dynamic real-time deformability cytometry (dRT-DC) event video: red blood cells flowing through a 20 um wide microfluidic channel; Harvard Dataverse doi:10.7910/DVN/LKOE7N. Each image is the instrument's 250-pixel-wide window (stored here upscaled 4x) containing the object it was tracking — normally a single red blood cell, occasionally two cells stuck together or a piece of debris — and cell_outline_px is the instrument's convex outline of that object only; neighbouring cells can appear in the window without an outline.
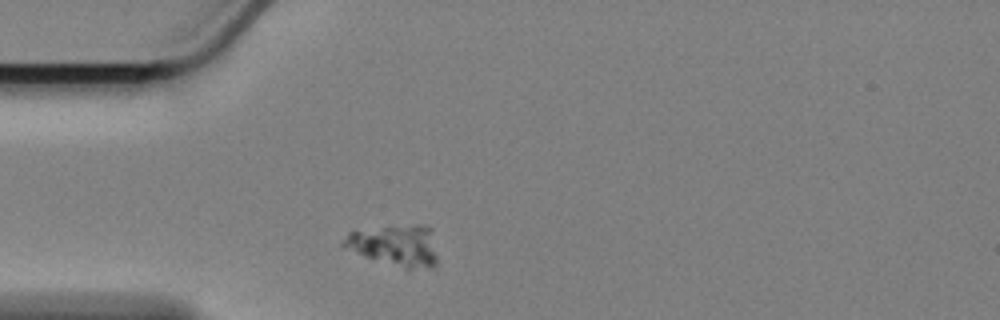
{"species": "Egyptian fruit bat (a non-hibernating species)", "species_latin": "Rousettus aegyptiacus", "temperature_condition": "cold", "stored_images_in_passage": 45, "camera_frame_rate_fps": 3000, "um_per_image_px": 0.085, "animal": {"sex": "female"}, "frame": {"image": 1, "passage_image": 1, "time_ms": 0.0, "image_size_px": [1000, 320], "cell_outline_px": [[436, 264], [408, 272], [356, 252], [340, 244], [348, 232], [412, 224], [420, 224], [432, 228], [436, 256]], "centroid_in_image_um": [33.64, 20.89], "position_along_channel_um": 51.4, "area_um2": 22.6}}
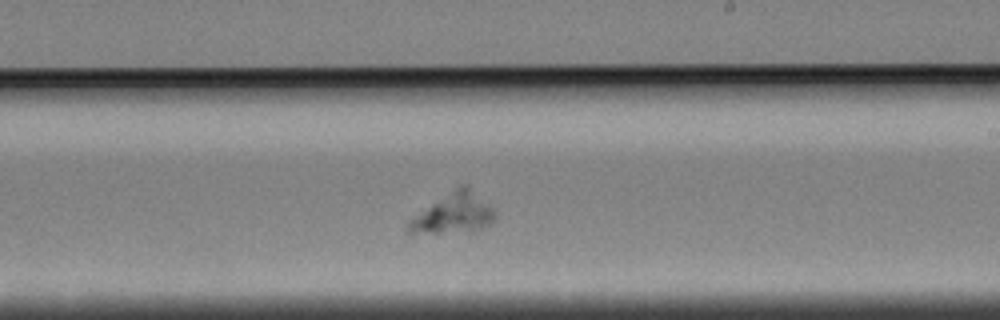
{"frame": {"image": 2, "passage_image": 20, "time_ms": 6.333, "image_size_px": [1000, 320], "cell_outline_px": [[496, 220], [492, 224], [472, 228], [412, 236], [408, 236], [408, 220], [412, 216], [460, 184], [468, 184], [492, 208], [496, 216]], "centroid_in_image_um": [38.47, 18.12], "position_along_channel_um": 250.5, "area_um2": 20.06}}
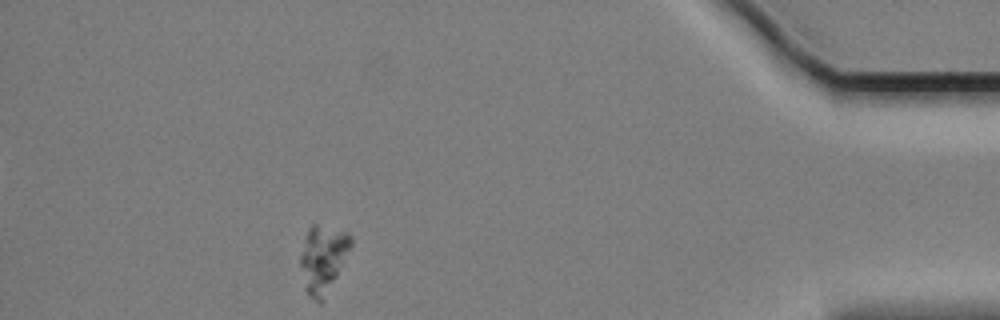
{"frame": {"image": 3, "passage_image": 39, "time_ms": 12.667, "image_size_px": [1000, 320], "cell_outline_px": [[352, 244], [336, 276], [320, 304], [308, 296], [304, 288], [300, 264], [300, 256], [308, 228], [312, 224], [316, 224], [344, 232], [352, 240]], "centroid_in_image_um": [27.4, 22.02], "position_along_channel_um": 407.8, "area_um2": 19.25}}